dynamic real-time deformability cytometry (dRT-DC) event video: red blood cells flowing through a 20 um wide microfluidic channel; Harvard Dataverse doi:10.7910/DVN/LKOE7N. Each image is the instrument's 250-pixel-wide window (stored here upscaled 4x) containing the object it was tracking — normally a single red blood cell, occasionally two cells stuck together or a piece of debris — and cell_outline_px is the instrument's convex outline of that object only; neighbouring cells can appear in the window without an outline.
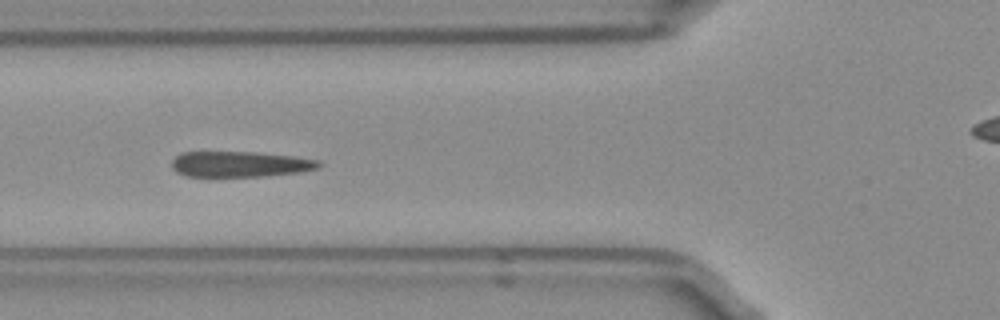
{"species": "Egyptian fruit bat (a non-hibernating species)", "species_latin": "Rousettus aegyptiacus", "temperature_condition": "room temperature", "stored_images_in_passage": 5, "camera_frame_rate_fps": 3000, "um_per_image_px": 0.085, "frame": {"image": 1, "passage_image": 4, "time_ms": 1.0, "image_size_px": [1000, 320], "cell_outline_px": [[324, 164], [320, 168], [300, 172], [264, 176], [188, 176], [176, 172], [172, 168], [172, 160], [180, 152], [256, 152], [296, 156], [320, 160]], "centroid_in_image_um": [20.46, 13.94], "position_along_channel_um": 105.3, "area_um2": 22.2}}